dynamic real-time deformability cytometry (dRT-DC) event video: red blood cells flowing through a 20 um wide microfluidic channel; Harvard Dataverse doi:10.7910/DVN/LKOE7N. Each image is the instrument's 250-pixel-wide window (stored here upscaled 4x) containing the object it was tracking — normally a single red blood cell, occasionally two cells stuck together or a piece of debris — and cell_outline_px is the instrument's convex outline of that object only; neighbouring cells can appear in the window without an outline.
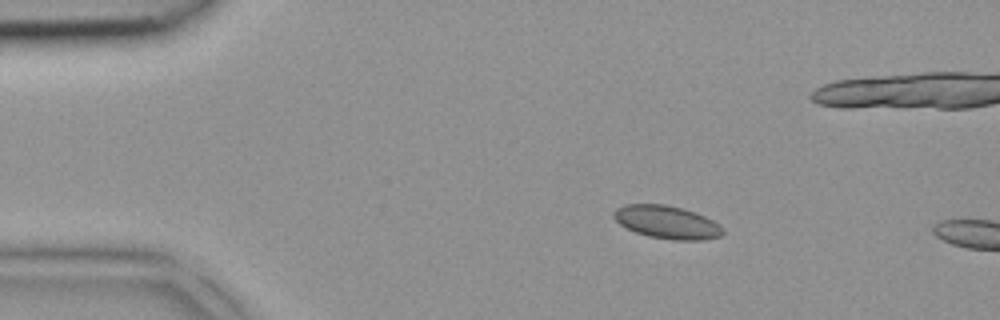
{"species": "common noctule bat (a hibernating species)", "species_latin": "Nyctalus noctula", "temperature_condition": "room temperature", "stored_images_in_passage": 2, "camera_frame_rate_fps": 3000, "um_per_image_px": 0.085, "animal": {"sex": "female", "body_mass_g": 18.4}, "frame": {"image": 1, "passage_image": 1, "time_ms": 0.0, "image_size_px": [1000, 320], "cell_outline_px": [[724, 232], [720, 236], [704, 240], [672, 240], [648, 236], [636, 232], [620, 224], [612, 216], [612, 212], [616, 208], [624, 204], [664, 204], [696, 212], [720, 224], [724, 228]], "centroid_in_image_um": [56.69, 18.88], "position_along_channel_um": 28.3, "area_um2": 21.04}}